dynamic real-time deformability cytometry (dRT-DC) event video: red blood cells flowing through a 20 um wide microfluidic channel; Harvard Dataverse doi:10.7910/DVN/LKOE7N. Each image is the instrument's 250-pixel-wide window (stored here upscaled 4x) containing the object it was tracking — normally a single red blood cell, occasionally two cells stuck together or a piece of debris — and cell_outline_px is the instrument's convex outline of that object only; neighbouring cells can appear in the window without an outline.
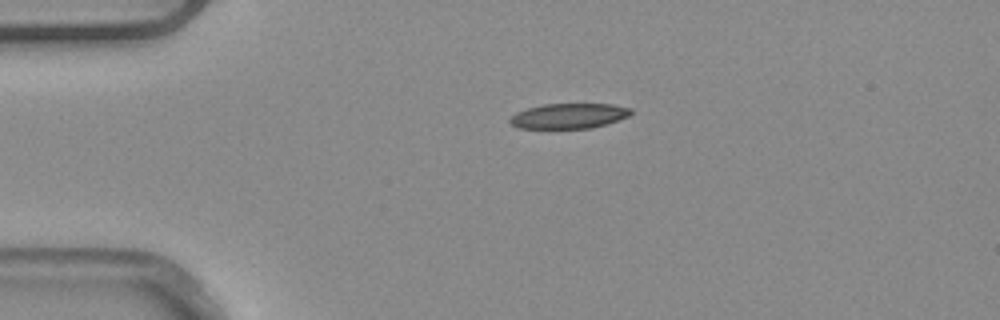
{"species": "common noctule bat (a hibernating species)", "species_latin": "Nyctalus noctula", "temperature_condition": "warm", "stored_images_in_passage": 4, "segment_of_instrument_passage": [1, 2], "camera_frame_rate_fps": 3000, "um_per_image_px": 0.085, "animal": {"sex": "male", "body_mass_g": 20.4}, "frame": {"image": 1, "passage_image": 2, "time_ms": 0.333, "image_size_px": [1000, 320], "cell_outline_px": [[632, 112], [628, 116], [592, 128], [520, 128], [512, 124], [508, 120], [516, 112], [528, 108], [544, 104], [612, 104], [632, 108]], "centroid_in_image_um": [48.35, 9.85], "position_along_channel_um": 36.7, "area_um2": 17.51}}